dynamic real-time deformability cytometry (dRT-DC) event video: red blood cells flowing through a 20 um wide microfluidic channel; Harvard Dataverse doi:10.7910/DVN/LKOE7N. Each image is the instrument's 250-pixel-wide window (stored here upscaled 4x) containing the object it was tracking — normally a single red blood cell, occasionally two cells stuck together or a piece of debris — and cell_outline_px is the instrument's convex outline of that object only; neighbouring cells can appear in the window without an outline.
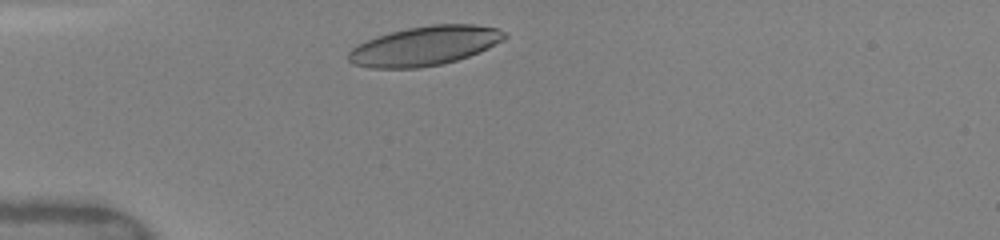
{"species": "human", "species_latin": "Homo sapiens", "temperature_condition": "warm", "stored_images_in_passage": 6, "camera_frame_rate_fps": 3000, "um_per_image_px": 0.085, "donor": {"sex": "female"}, "frame": {"image": 1, "passage_image": 3, "time_ms": 0.333, "image_size_px": [1000, 240], "cell_outline_px": [[508, 36], [504, 40], [488, 48], [468, 56], [444, 64], [420, 68], [372, 68], [352, 64], [348, 60], [348, 52], [352, 48], [376, 36], [408, 28], [432, 24], [472, 24], [496, 28], [504, 32]], "centroid_in_image_um": [36.1, 3.91], "position_along_channel_um": 48.9, "area_um2": 35.66}}